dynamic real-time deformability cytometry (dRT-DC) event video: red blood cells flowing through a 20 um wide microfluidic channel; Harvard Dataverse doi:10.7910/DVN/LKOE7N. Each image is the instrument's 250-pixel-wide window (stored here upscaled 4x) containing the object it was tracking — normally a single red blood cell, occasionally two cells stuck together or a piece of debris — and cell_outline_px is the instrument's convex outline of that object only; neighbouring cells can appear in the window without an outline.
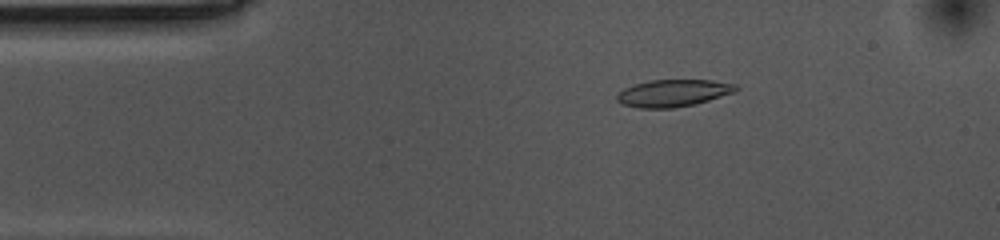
{"species": "common noctule bat (a hibernating species)", "species_latin": "Nyctalus noctula", "temperature_condition": "cold", "stored_images_in_passage": 55, "camera_frame_rate_fps": 3000, "um_per_image_px": 0.085, "animal": {"sex": "female", "body_mass_g": 10.0, "forearm_length_mm": 53.1}, "frame": {"image": 1, "passage_image": 9, "time_ms": 2.667, "image_size_px": [1000, 240], "cell_outline_px": [[740, 88], [736, 92], [696, 104], [672, 108], [640, 108], [620, 104], [616, 100], [616, 96], [624, 88], [648, 80], [712, 80], [736, 84]], "centroid_in_image_um": [57.24, 7.91], "position_along_channel_um": 27.8, "area_um2": 18.96}}
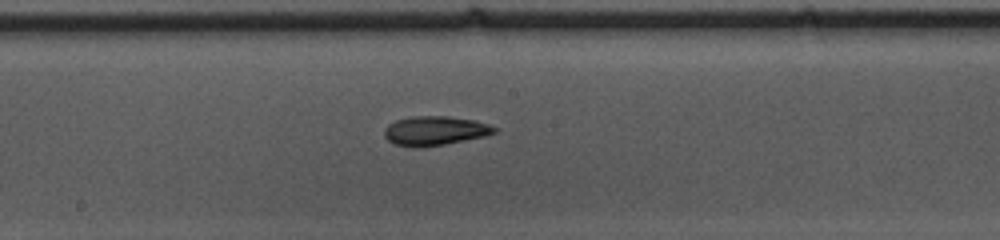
{"frame": {"image": 2, "passage_image": 28, "time_ms": 9.0, "image_size_px": [1000, 240], "cell_outline_px": [[496, 132], [484, 136], [444, 144], [420, 148], [412, 148], [396, 144], [388, 140], [384, 136], [384, 128], [388, 124], [396, 120], [412, 116], [448, 116], [472, 120], [488, 124], [496, 128]], "centroid_in_image_um": [36.91, 11.12], "position_along_channel_um": 211.3, "area_um2": 18.67}}
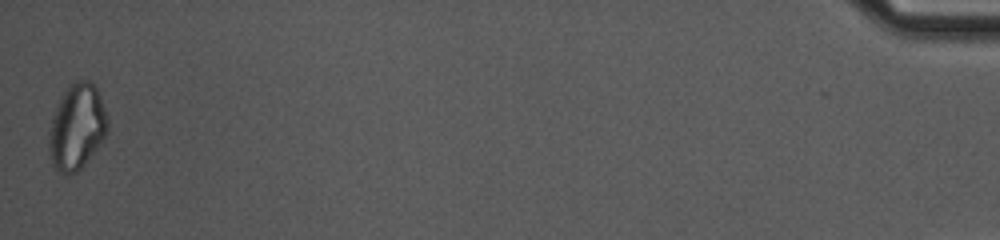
{"frame": {"image": 3, "passage_image": 55, "time_ms": 18.0, "image_size_px": [1000, 240], "cell_outline_px": [[108, 128], [104, 136], [96, 148], [84, 164], [76, 172], [68, 176], [60, 172], [52, 164], [48, 152], [48, 132], [52, 116], [64, 92], [76, 80], [88, 80], [96, 88], [100, 96], [108, 116]], "centroid_in_image_um": [6.51, 10.81], "position_along_channel_um": 428.7, "area_um2": 29.02}, "authors_computed_cell_mechanics": {"area_um2": 18.6694, "velocity_mm_per_s": 3.5437, "shape_relaxation_time_tau1_ms": null, "shape_relaxation_time_tau2_ms": 7.726, "deformation_change_tau1": null, "deformation_change_tau2": 0.1514}}